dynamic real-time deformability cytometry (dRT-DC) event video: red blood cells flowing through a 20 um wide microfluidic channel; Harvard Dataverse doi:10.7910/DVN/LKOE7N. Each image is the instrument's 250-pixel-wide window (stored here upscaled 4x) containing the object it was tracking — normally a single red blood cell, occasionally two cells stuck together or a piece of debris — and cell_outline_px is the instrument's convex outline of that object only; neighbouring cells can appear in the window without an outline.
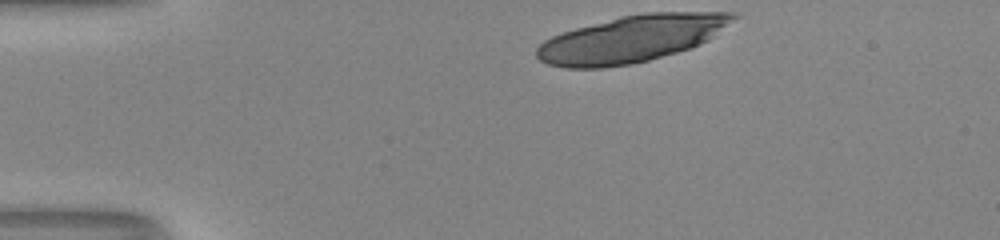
{"species": "human", "species_latin": "Homo sapiens", "temperature_condition": "room temperature", "stored_images_in_passage": 34, "camera_frame_rate_fps": 3000, "um_per_image_px": 0.085, "donor": {"sex": "male"}, "frame": {"image": 1, "passage_image": 1, "time_ms": 0.0, "image_size_px": [1000, 240], "cell_outline_px": [[740, 16], [708, 40], [700, 44], [676, 52], [648, 60], [628, 64], [604, 68], [568, 68], [548, 64], [540, 60], [536, 56], [536, 48], [544, 40], [552, 36], [576, 28], [620, 16], [644, 12], [740, 12]], "centroid_in_image_um": [53.7, 3.28], "position_along_channel_um": 31.3, "area_um2": 53.41}}
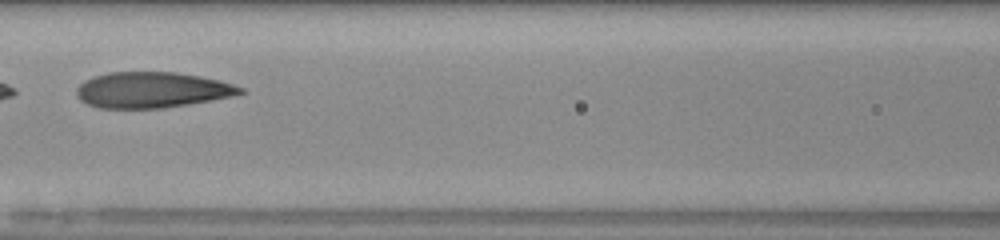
{"frame": {"image": 2, "passage_image": 16, "time_ms": 5.0, "image_size_px": [1000, 240], "cell_outline_px": [[244, 92], [232, 96], [212, 100], [164, 108], [100, 108], [88, 104], [80, 100], [76, 96], [76, 88], [84, 80], [92, 76], [108, 72], [176, 72], [200, 76], [220, 80], [244, 88]], "centroid_in_image_um": [12.89, 7.64], "position_along_channel_um": 153.7, "area_um2": 34.28}, "authors_computed_cell_mechanics": {"area_um2": 35.4025, "velocity_mm_per_s": 4.0057, "shape_relaxation_time_tau1_ms": 9.7595, "shape_relaxation_time_tau2_ms": 1.4215, "deformation_change_tau1": 0.2701, "deformation_change_tau2": 0.0876}}